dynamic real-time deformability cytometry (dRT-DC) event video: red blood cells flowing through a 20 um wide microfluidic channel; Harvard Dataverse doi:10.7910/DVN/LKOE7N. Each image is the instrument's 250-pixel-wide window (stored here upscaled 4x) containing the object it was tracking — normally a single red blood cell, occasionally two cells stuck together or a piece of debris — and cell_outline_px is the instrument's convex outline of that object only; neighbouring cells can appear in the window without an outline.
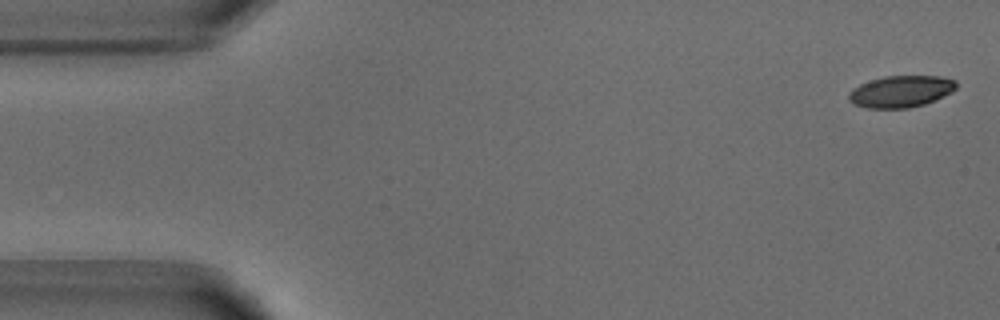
{"species": "common noctule bat (a hibernating species)", "species_latin": "Nyctalus noctula", "temperature_condition": "warm", "stored_images_in_passage": 52, "camera_frame_rate_fps": 3000, "um_per_image_px": 0.085, "animal": {"sex": "male", "body_mass_g": 18.8}, "frame": {"image": 1, "passage_image": 2, "time_ms": 0.333, "image_size_px": [1000, 320], "cell_outline_px": [[956, 88], [952, 92], [924, 104], [908, 108], [868, 108], [852, 104], [848, 100], [848, 92], [852, 88], [860, 84], [884, 76], [940, 76], [956, 80]], "centroid_in_image_um": [76.54, 7.77], "position_along_channel_um": 8.5, "area_um2": 19.88}}
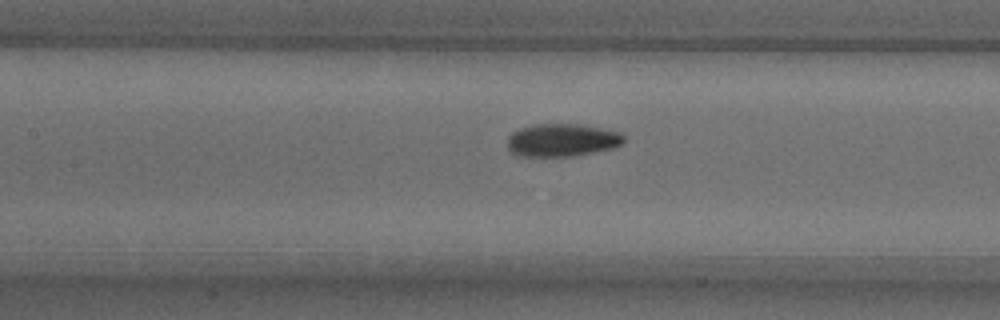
{"frame": {"image": 2, "passage_image": 23, "time_ms": 7.333, "image_size_px": [1000, 320], "cell_outline_px": [[624, 140], [620, 144], [612, 148], [572, 156], [524, 156], [512, 152], [508, 148], [508, 136], [512, 132], [520, 128], [532, 124], [580, 124], [620, 132], [624, 136]], "centroid_in_image_um": [47.75, 11.89], "position_along_channel_um": 159.6, "area_um2": 22.08}}
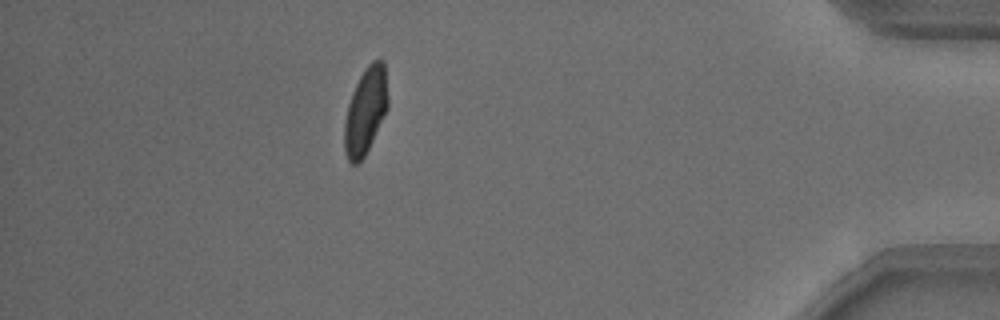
{"frame": {"image": 3, "passage_image": 46, "time_ms": 15.0, "image_size_px": [1000, 320], "cell_outline_px": [[388, 108], [364, 156], [356, 164], [352, 164], [348, 160], [344, 148], [344, 124], [348, 104], [352, 92], [360, 76], [368, 64], [372, 60], [384, 60], [388, 96]], "centroid_in_image_um": [31.07, 9.4], "position_along_channel_um": 404.1, "area_um2": 21.73}, "authors_computed_cell_mechanics": {"area_um2": 21.8484, "velocity_mm_per_s": 3.8625, "shape_relaxation_time_tau1_ms": 3.0569, "shape_relaxation_time_tau2_ms": 2.1614, "deformation_change_tau1": 0.1498, "deformation_change_tau2": 0.0602}}